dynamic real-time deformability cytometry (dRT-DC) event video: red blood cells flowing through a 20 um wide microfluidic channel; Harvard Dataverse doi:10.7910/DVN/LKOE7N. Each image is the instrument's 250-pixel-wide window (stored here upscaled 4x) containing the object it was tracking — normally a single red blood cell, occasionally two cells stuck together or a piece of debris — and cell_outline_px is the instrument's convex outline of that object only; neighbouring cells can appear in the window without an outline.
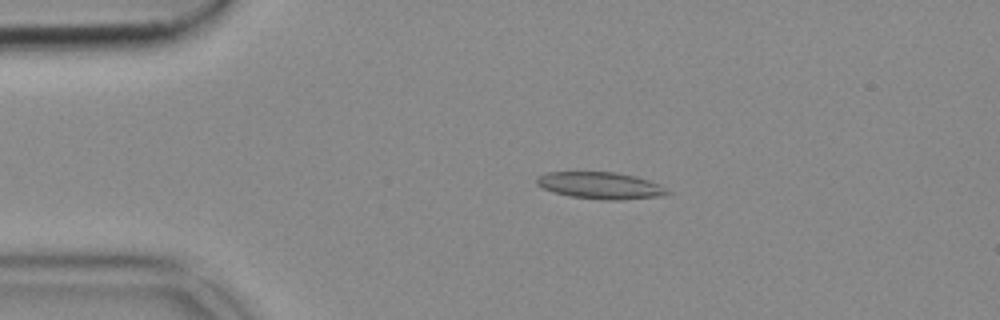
{"species": "common noctule bat (a hibernating species)", "species_latin": "Nyctalus noctula", "temperature_condition": "cold", "stored_images_in_passage": 53, "camera_frame_rate_fps": 3000, "um_per_image_px": 0.085, "animal": {"sex": "female", "body_mass_g": 18.4}, "frame": {"image": 1, "passage_image": 11, "time_ms": 3.333, "image_size_px": [1000, 320], "cell_outline_px": [[672, 192], [664, 196], [616, 200], [604, 200], [568, 196], [544, 188], [536, 184], [536, 180], [540, 176], [548, 172], [616, 172], [636, 176], [660, 184]], "centroid_in_image_um": [51.1, 15.77], "position_along_channel_um": 33.9, "area_um2": 20.4}}
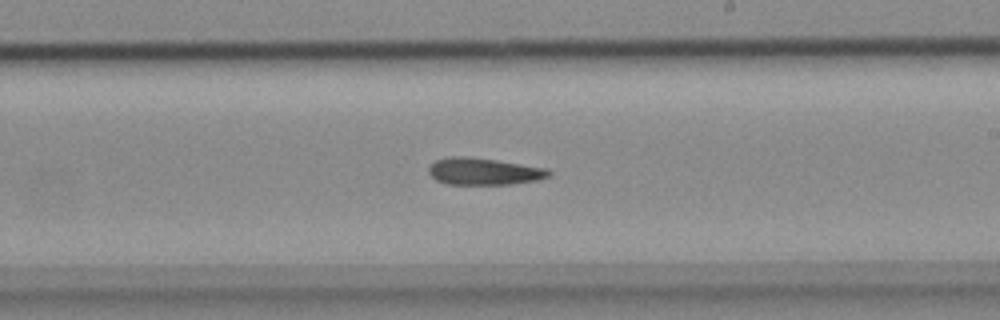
{"frame": {"image": 2, "passage_image": 31, "time_ms": 10.0, "image_size_px": [1000, 320], "cell_outline_px": [[552, 172], [548, 176], [536, 180], [508, 184], [448, 184], [436, 180], [428, 172], [428, 168], [436, 160], [448, 156], [468, 156], [496, 160], [548, 168]], "centroid_in_image_um": [41.11, 14.56], "position_along_channel_um": 247.9, "area_um2": 18.79}}
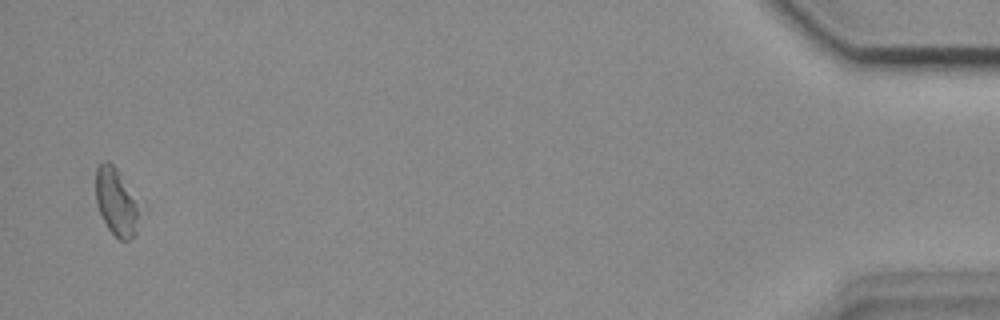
{"frame": {"image": 3, "passage_image": 52, "time_ms": 17.0, "image_size_px": [1000, 320], "cell_outline_px": [[148, 208], [136, 236], [128, 240], [120, 240], [108, 228], [96, 204], [96, 168], [104, 160], [108, 160], [116, 168]], "centroid_in_image_um": [10.06, 17.2], "position_along_channel_um": 425.1, "area_um2": 18.84}}